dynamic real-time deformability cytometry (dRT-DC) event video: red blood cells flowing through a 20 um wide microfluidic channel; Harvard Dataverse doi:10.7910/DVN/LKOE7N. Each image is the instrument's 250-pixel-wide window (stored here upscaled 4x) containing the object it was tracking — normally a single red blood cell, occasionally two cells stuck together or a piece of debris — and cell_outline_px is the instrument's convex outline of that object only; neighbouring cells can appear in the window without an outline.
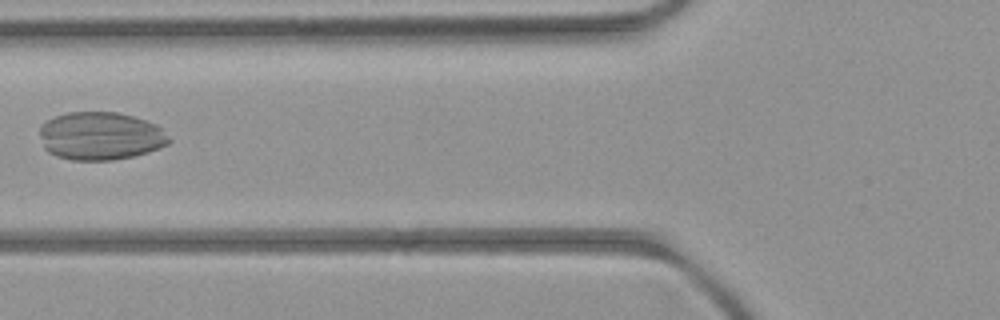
{"species": "common noctule bat (a hibernating species)", "species_latin": "Nyctalus noctula", "temperature_condition": "room temperature", "stored_images_in_passage": 4, "camera_frame_rate_fps": 3000, "um_per_image_px": 0.085, "animal": {"sex": "female", "body_mass_g": 21.9}, "frame": {"image": 1, "passage_image": 4, "time_ms": 4.333, "image_size_px": [1000, 320], "cell_outline_px": [[172, 140], [168, 144], [160, 148], [148, 152], [132, 156], [112, 160], [72, 160], [56, 156], [48, 152], [44, 148], [40, 136], [40, 124], [56, 116], [68, 112], [116, 112], [132, 116], [156, 124]], "centroid_in_image_um": [8.53, 11.56], "position_along_channel_um": 117.3, "area_um2": 36.18}}